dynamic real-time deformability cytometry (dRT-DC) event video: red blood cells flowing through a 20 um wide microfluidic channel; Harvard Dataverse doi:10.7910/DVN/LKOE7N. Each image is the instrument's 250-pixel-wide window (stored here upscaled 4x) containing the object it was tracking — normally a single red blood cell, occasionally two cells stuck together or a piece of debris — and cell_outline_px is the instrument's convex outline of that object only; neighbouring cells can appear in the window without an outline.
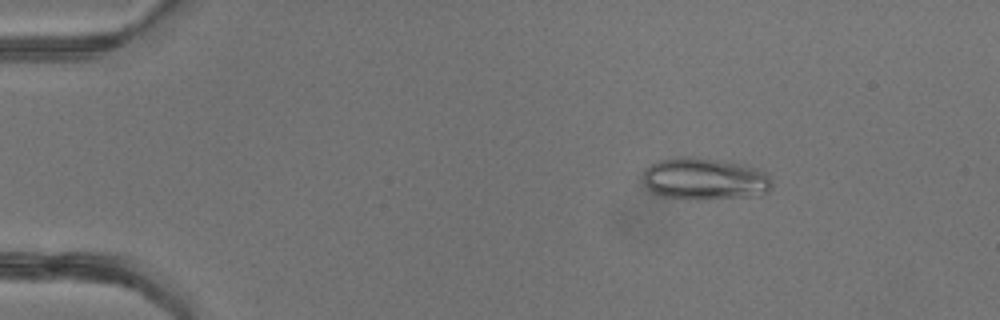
{"species": "common noctule bat (a hibernating species)", "species_latin": "Nyctalus noctula", "temperature_condition": "warm", "stored_images_in_passage": 49, "camera_frame_rate_fps": 3000, "um_per_image_px": 0.085, "animal": {"sex": "female"}, "frame": {"image": 1, "passage_image": 8, "time_ms": 2.333, "image_size_px": [1000, 320], "cell_outline_px": [[772, 188], [768, 192], [744, 196], [704, 200], [696, 200], [664, 196], [652, 192], [644, 184], [644, 168], [656, 160], [676, 156], [688, 156], [728, 160], [744, 164], [768, 172], [772, 180]], "centroid_in_image_um": [59.9, 15.17], "position_along_channel_um": 25.1, "area_um2": 32.19}}
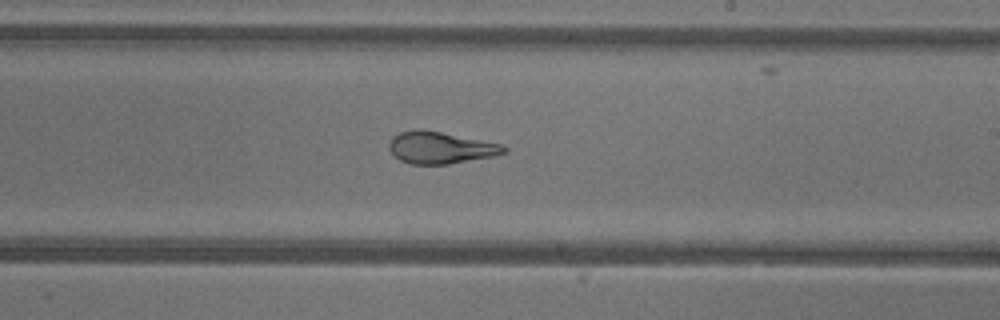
{"frame": {"image": 2, "passage_image": 30, "time_ms": 9.667, "image_size_px": [1000, 320], "cell_outline_px": [[508, 152], [492, 156], [448, 164], [412, 164], [400, 160], [388, 148], [388, 144], [392, 136], [400, 132], [420, 128], [500, 144], [508, 148]], "centroid_in_image_um": [37.4, 12.55], "position_along_channel_um": 251.6, "area_um2": 21.1}}
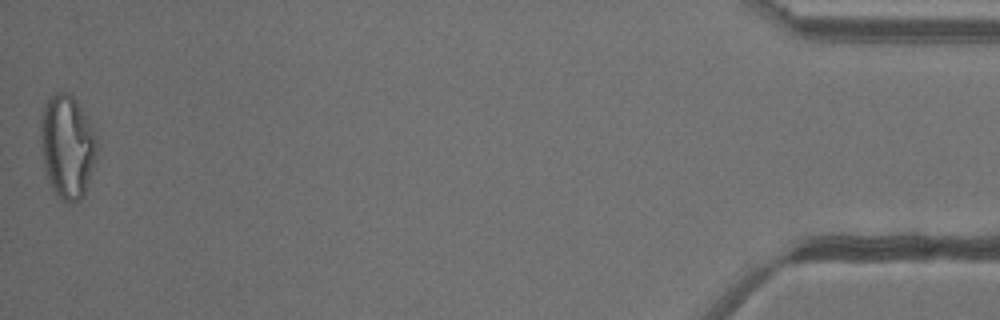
{"frame": {"image": 3, "passage_image": 49, "time_ms": 16.0, "image_size_px": [1000, 320], "cell_outline_px": [[96, 152], [84, 192], [80, 200], [72, 204], [68, 204], [52, 188], [48, 180], [44, 168], [40, 136], [40, 124], [44, 104], [56, 92], [72, 92], [96, 136]], "centroid_in_image_um": [5.68, 12.42], "position_along_channel_um": 429.5, "area_um2": 33.35}, "authors_computed_cell_mechanics": {"area_um2": 25.9522, "velocity_mm_per_s": 4.2678, "shape_relaxation_time_tau1_ms": null, "shape_relaxation_time_tau2_ms": 1.4033, "deformation_change_tau1": null, "deformation_change_tau2": 0.0614}}